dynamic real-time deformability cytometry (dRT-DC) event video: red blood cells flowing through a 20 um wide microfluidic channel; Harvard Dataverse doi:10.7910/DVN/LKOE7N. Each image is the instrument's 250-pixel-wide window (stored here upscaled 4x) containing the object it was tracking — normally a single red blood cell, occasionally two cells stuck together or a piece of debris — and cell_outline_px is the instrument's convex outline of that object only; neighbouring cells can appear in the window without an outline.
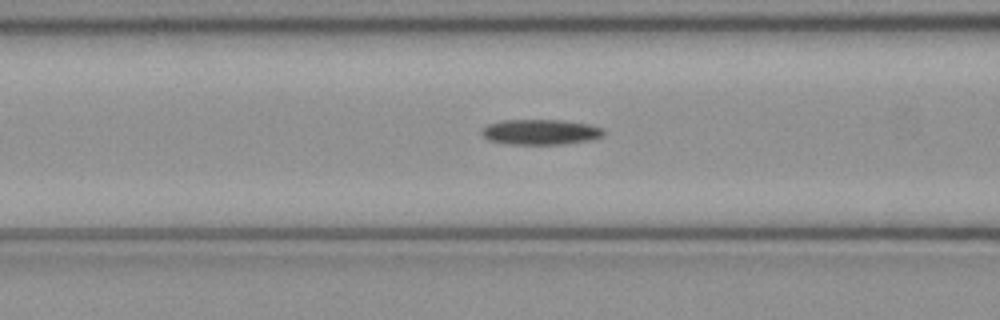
{"species": "common noctule bat (a hibernating species)", "species_latin": "Nyctalus noctula", "temperature_condition": "cold", "stored_images_in_passage": 37, "camera_frame_rate_fps": 3000, "um_per_image_px": 0.085, "animal": {"sex": "female", "body_mass_g": 21.9}, "frame": {"image": 1, "passage_image": 7, "time_ms": 2.0, "image_size_px": [1000, 320], "cell_outline_px": [[604, 136], [592, 140], [560, 144], [508, 144], [488, 140], [480, 132], [488, 124], [504, 120], [560, 120], [588, 124], [600, 128], [604, 132]], "centroid_in_image_um": [45.94, 11.22], "position_along_channel_um": 120.7, "area_um2": 17.86}}
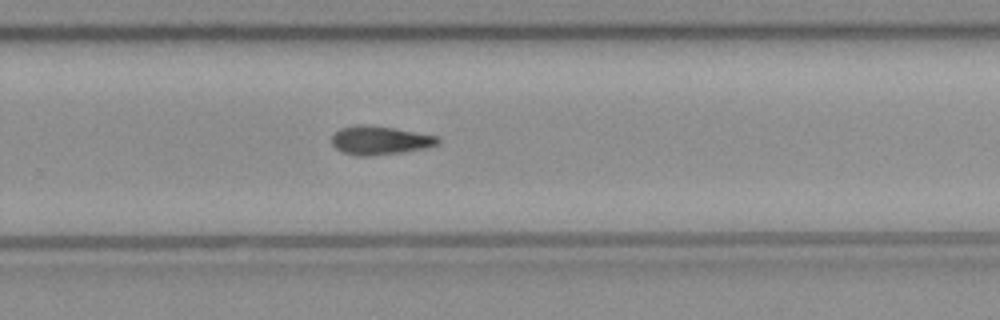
{"frame": {"image": 2, "passage_image": 20, "time_ms": 6.333, "image_size_px": [1000, 320], "cell_outline_px": [[440, 144], [428, 148], [400, 152], [368, 156], [356, 156], [344, 152], [336, 148], [332, 144], [332, 136], [340, 128], [360, 124], [364, 124], [396, 128], [440, 136]], "centroid_in_image_um": [32.35, 11.92], "position_along_channel_um": 297.5, "area_um2": 17.86}}
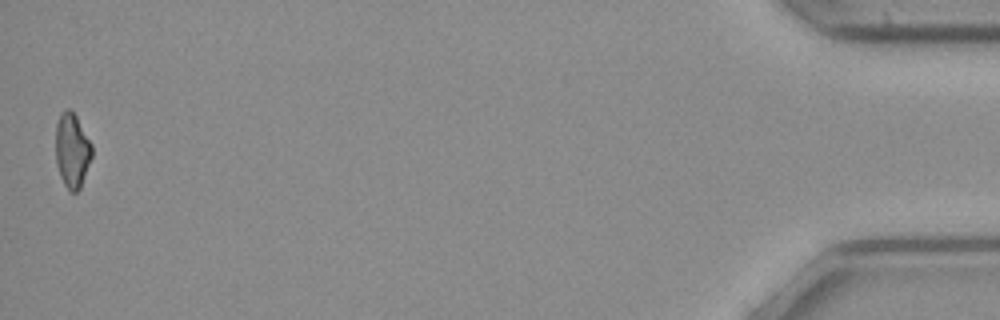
{"frame": {"image": 3, "passage_image": 37, "time_ms": 12.0, "image_size_px": [1000, 320], "cell_outline_px": [[92, 156], [80, 188], [76, 192], [68, 192], [60, 176], [56, 164], [56, 124], [60, 112], [68, 108], [76, 116], [92, 144]], "centroid_in_image_um": [6.12, 12.8], "position_along_channel_um": 429.1, "area_um2": 15.78}}